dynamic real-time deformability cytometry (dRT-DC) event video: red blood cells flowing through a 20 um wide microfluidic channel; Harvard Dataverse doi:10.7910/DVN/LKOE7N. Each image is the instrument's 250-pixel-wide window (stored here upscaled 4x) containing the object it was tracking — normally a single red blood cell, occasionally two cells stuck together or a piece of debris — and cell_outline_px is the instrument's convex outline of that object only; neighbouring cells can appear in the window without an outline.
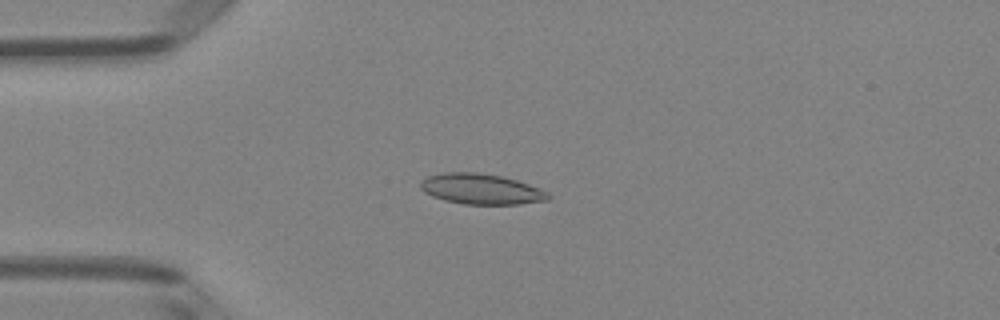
{"species": "Egyptian fruit bat (a non-hibernating species)", "species_latin": "Rousettus aegyptiacus", "temperature_condition": "room temperature", "stored_images_in_passage": 50, "camera_frame_rate_fps": 3000, "um_per_image_px": 0.085, "animal": {"sex": "female"}, "frame": {"image": 1, "passage_image": 13, "time_ms": 4.0, "image_size_px": [1000, 320], "cell_outline_px": [[552, 196], [548, 200], [520, 204], [464, 204], [444, 200], [432, 196], [424, 192], [420, 188], [420, 180], [428, 176], [444, 172], [476, 172], [500, 176], [516, 180], [528, 184], [548, 192]], "centroid_in_image_um": [40.88, 16.07], "position_along_channel_um": 44.1, "area_um2": 22.72}}
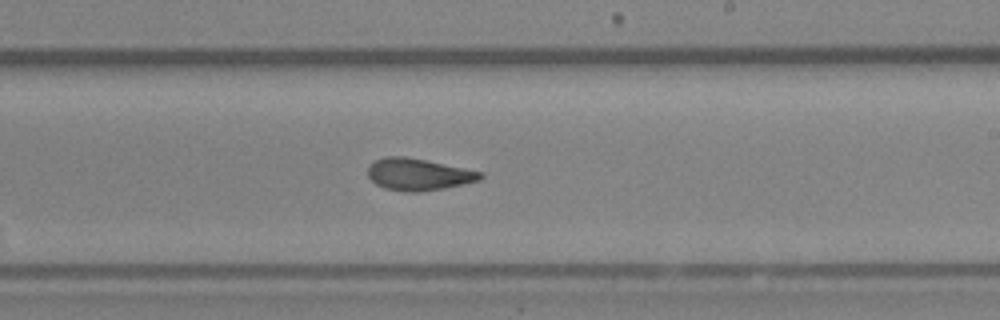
{"frame": {"image": 2, "passage_image": 30, "time_ms": 9.667, "image_size_px": [1000, 320], "cell_outline_px": [[484, 176], [480, 180], [464, 184], [444, 188], [420, 192], [404, 192], [384, 188], [376, 184], [368, 176], [368, 164], [372, 160], [384, 156], [404, 156], [484, 172]], "centroid_in_image_um": [35.53, 14.82], "position_along_channel_um": 253.5, "area_um2": 21.1}}
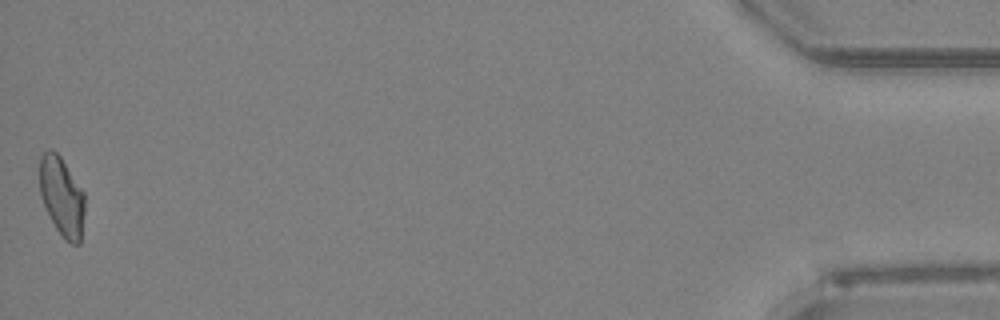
{"frame": {"image": 3, "passage_image": 50, "time_ms": 16.333, "image_size_px": [1000, 320], "cell_outline_px": [[84, 212], [80, 244], [72, 244], [64, 240], [56, 228], [44, 208], [40, 196], [40, 156], [44, 152], [52, 148], [60, 156], [84, 192]], "centroid_in_image_um": [5.24, 16.72], "position_along_channel_um": 430.0, "area_um2": 20.87}, "authors_computed_cell_mechanics": {"area_um2": 21.4727, "velocity_mm_per_s": 4.0739, "shape_relaxation_time_tau1_ms": 6.1159, "shape_relaxation_time_tau2_ms": 2.2198, "deformation_change_tau1": 0.1492, "deformation_change_tau2": 0.0804}}